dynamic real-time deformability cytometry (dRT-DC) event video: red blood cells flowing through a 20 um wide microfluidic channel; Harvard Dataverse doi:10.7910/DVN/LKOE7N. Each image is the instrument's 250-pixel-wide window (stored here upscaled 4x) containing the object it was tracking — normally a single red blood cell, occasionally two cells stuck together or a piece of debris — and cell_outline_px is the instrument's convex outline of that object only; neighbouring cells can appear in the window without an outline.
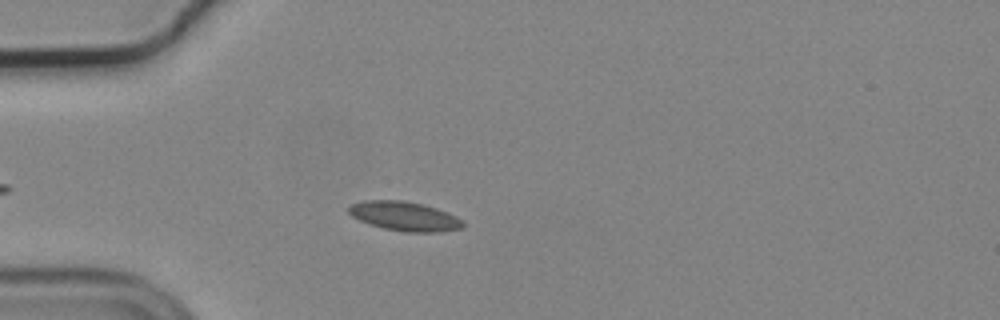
{"species": "common noctule bat (a hibernating species)", "species_latin": "Nyctalus noctula", "temperature_condition": "cold", "stored_images_in_passage": 47, "camera_frame_rate_fps": 3000, "um_per_image_px": 0.085, "animal": {"sex": "male", "body_mass_g": 19.2, "forearm_length_mm": 51.8}, "frame": {"image": 1, "passage_image": 10, "time_ms": 3.0, "image_size_px": [1000, 320], "cell_outline_px": [[464, 228], [436, 232], [408, 232], [384, 228], [360, 220], [352, 216], [348, 212], [348, 208], [352, 204], [364, 200], [404, 200], [436, 208], [456, 216], [464, 220]], "centroid_in_image_um": [34.41, 18.37], "position_along_channel_um": 50.6, "area_um2": 19.31}}
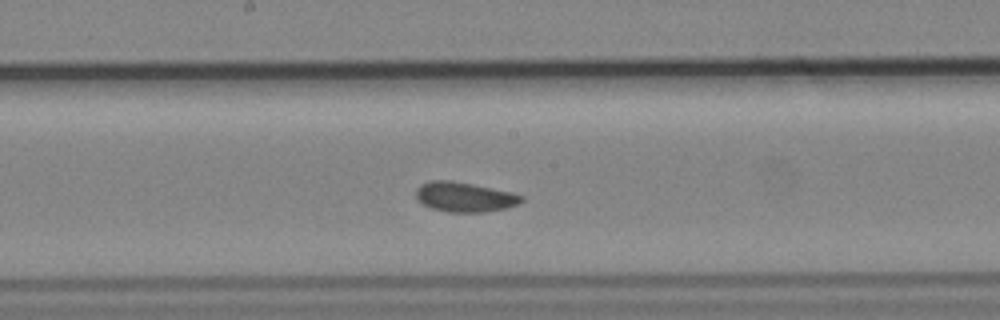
{"frame": {"image": 2, "passage_image": 24, "time_ms": 7.667, "image_size_px": [1000, 320], "cell_outline_px": [[524, 200], [520, 204], [504, 208], [484, 212], [448, 212], [432, 208], [416, 200], [416, 188], [420, 184], [428, 180], [452, 180], [472, 184], [508, 192], [524, 196]], "centroid_in_image_um": [39.45, 16.74], "position_along_channel_um": 208.8, "area_um2": 18.26}}
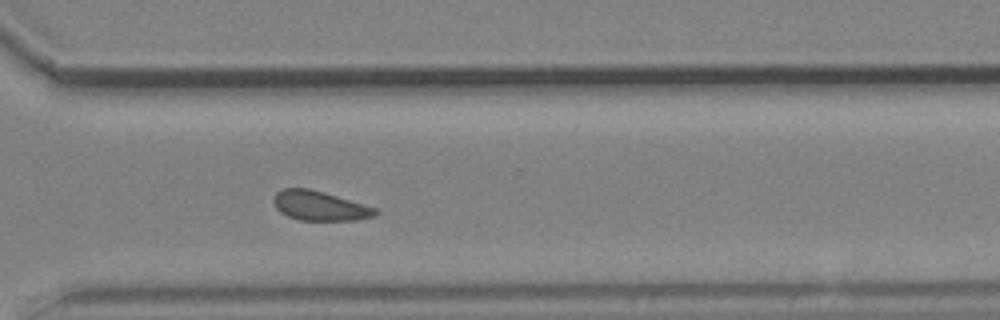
{"frame": {"image": 3, "passage_image": 35, "time_ms": 11.333, "image_size_px": [1000, 320], "cell_outline_px": [[380, 212], [376, 216], [356, 220], [296, 220], [280, 212], [276, 208], [272, 200], [272, 196], [280, 188], [308, 188], [324, 192], [364, 204], [376, 208]], "centroid_in_image_um": [27.15, 17.49], "position_along_channel_um": 343.4, "area_um2": 17.74}, "authors_computed_cell_mechanics": {"area_um2": 17.8602, "velocity_mm_per_s": 3.6838, "shape_relaxation_time_tau1_ms": 2.7233, "shape_relaxation_time_tau2_ms": null, "deformation_change_tau1": 0.075, "deformation_change_tau2": null}}